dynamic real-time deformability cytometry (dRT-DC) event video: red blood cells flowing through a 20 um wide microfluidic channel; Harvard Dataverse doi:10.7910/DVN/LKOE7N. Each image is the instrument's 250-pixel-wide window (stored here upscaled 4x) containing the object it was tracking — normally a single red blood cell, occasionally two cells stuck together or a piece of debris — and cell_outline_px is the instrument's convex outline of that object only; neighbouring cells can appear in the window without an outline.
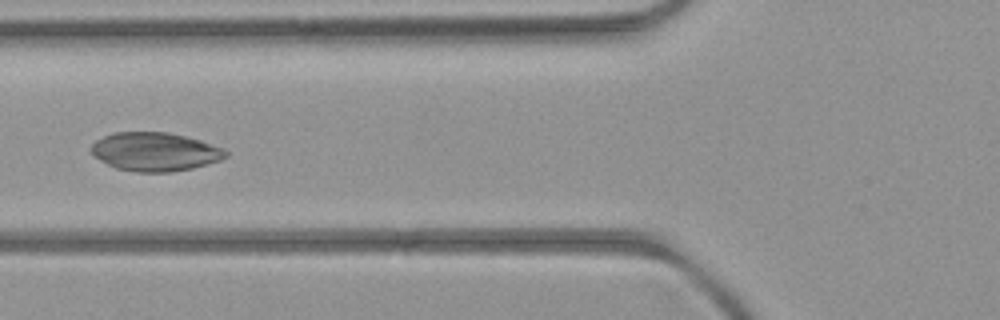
{"species": "common noctule bat (a hibernating species)", "species_latin": "Nyctalus noctula", "temperature_condition": "room temperature", "stored_images_in_passage": 6, "camera_frame_rate_fps": 3000, "um_per_image_px": 0.085, "animal": {"sex": "female", "body_mass_g": 21.9}, "frame": {"image": 1, "passage_image": 6, "time_ms": 5.667, "image_size_px": [1000, 320], "cell_outline_px": [[228, 156], [220, 160], [208, 164], [192, 168], [172, 172], [136, 172], [116, 168], [92, 156], [88, 148], [96, 140], [112, 132], [168, 132], [200, 140], [224, 148], [228, 152]], "centroid_in_image_um": [13.15, 12.9], "position_along_channel_um": 112.6, "area_um2": 30.52}}